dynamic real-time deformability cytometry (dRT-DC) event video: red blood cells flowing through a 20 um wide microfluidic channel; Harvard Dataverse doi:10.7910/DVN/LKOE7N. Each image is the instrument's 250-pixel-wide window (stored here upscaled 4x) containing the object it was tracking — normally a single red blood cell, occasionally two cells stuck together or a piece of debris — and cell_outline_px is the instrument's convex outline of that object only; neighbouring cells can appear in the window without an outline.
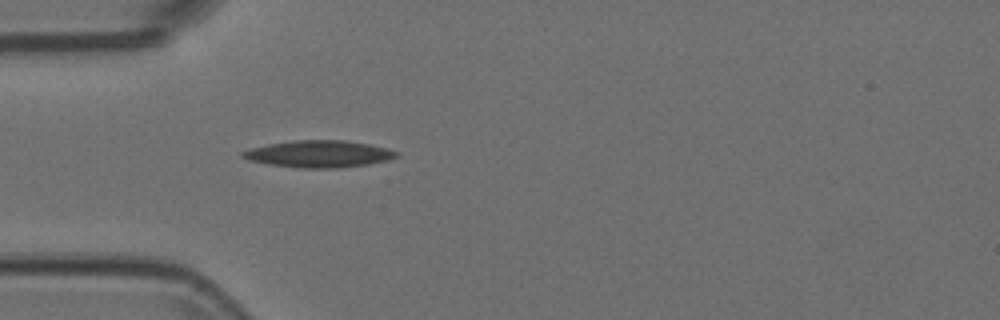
{"species": "Egyptian fruit bat (a non-hibernating species)", "species_latin": "Rousettus aegyptiacus", "temperature_condition": "room temperature", "stored_images_in_passage": 39, "camera_frame_rate_fps": 3000, "um_per_image_px": 0.085, "animal": {"sex": "female"}, "frame": {"image": 1, "passage_image": 1, "time_ms": 0.0, "image_size_px": [1000, 320], "cell_outline_px": [[400, 156], [388, 160], [368, 164], [336, 168], [300, 168], [268, 164], [248, 160], [240, 156], [240, 152], [252, 148], [268, 144], [296, 140], [344, 140], [368, 144], [388, 148], [400, 152]], "centroid_in_image_um": [27.13, 13.08], "position_along_channel_um": 57.9, "area_um2": 24.22}}
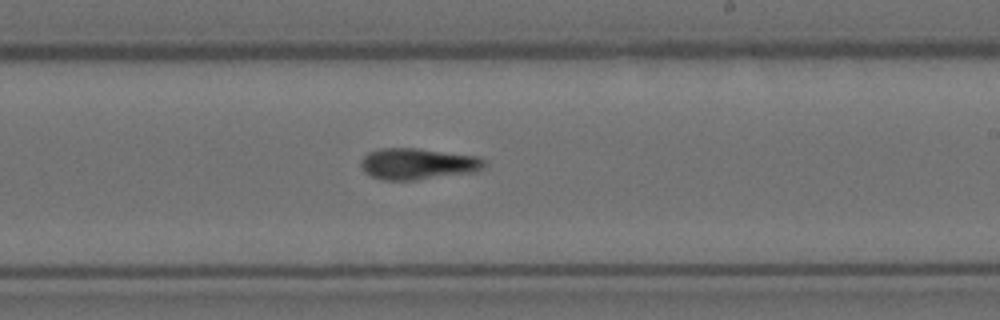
{"frame": {"image": 2, "passage_image": 17, "time_ms": 5.333, "image_size_px": [1000, 320], "cell_outline_px": [[484, 168], [476, 172], [416, 180], [384, 180], [372, 176], [364, 172], [360, 164], [360, 160], [368, 152], [380, 148], [416, 148], [480, 156], [484, 160]], "centroid_in_image_um": [35.52, 13.92], "position_along_channel_um": 253.5, "area_um2": 22.72}}
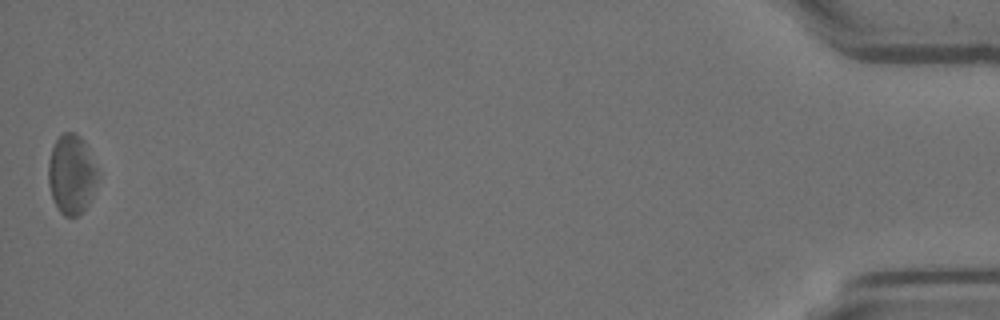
{"frame": {"image": 3, "passage_image": 39, "time_ms": 12.667, "image_size_px": [1000, 320], "cell_outline_px": [[100, 172], [92, 196], [88, 204], [76, 216], [64, 216], [60, 212], [52, 196], [48, 184], [48, 160], [52, 148], [56, 140], [64, 132], [76, 132], [84, 140]], "centroid_in_image_um": [6.09, 14.78], "position_along_channel_um": 429.1, "area_um2": 23.0}}